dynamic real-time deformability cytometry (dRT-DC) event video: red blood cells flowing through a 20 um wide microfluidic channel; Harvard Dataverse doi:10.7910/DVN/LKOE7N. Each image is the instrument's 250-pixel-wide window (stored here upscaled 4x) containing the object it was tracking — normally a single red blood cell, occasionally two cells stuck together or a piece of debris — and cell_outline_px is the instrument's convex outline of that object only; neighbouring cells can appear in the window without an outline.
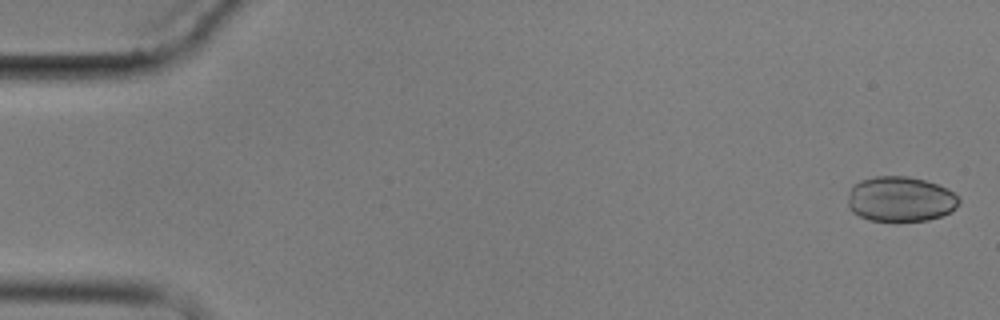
{"species": "common noctule bat (a hibernating species)", "species_latin": "Nyctalus noctula", "temperature_condition": "cold", "stored_images_in_passage": 3, "camera_frame_rate_fps": 3000, "um_per_image_px": 0.085, "animal": {"sex": "male", "body_mass_g": 17.9}, "frame": {"image": 1, "passage_image": 1, "time_ms": 0.0, "image_size_px": [1000, 320], "cell_outline_px": [[960, 200], [956, 208], [952, 212], [928, 220], [868, 220], [852, 212], [848, 208], [848, 192], [852, 184], [860, 180], [876, 176], [908, 176], [924, 180], [948, 188], [960, 196]], "centroid_in_image_um": [76.53, 16.91], "position_along_channel_um": 8.5, "area_um2": 29.48}}